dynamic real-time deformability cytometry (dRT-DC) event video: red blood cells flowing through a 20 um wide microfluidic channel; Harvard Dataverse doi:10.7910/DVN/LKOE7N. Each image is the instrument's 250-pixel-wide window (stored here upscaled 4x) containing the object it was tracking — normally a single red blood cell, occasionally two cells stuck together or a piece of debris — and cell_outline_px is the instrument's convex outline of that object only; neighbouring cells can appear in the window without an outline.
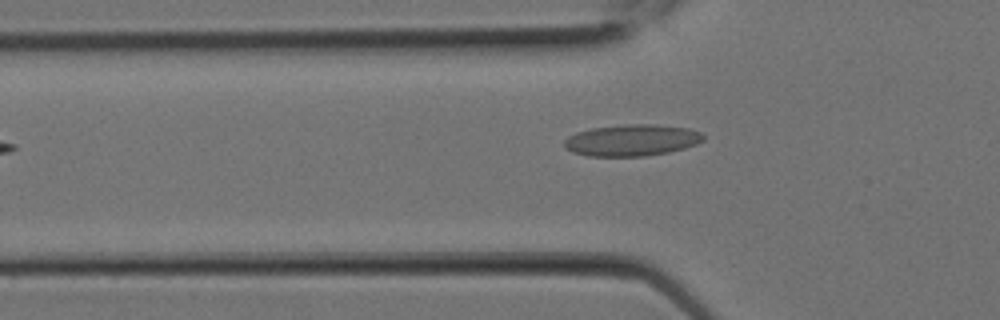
{"species": "Egyptian fruit bat (a non-hibernating species)", "species_latin": "Rousettus aegyptiacus", "temperature_condition": "room temperature", "stored_images_in_passage": 4, "segment_of_instrument_passage": [1, 2], "camera_frame_rate_fps": 3000, "um_per_image_px": 0.085, "animal": {"sex": "female"}, "frame": {"image": 1, "passage_image": 2, "time_ms": 0.333, "image_size_px": [1000, 320], "cell_outline_px": [[704, 140], [696, 144], [684, 148], [668, 152], [644, 156], [588, 156], [572, 152], [564, 148], [564, 140], [568, 136], [576, 132], [592, 128], [624, 124], [656, 124], [688, 128], [700, 132], [704, 136]], "centroid_in_image_um": [53.68, 11.91], "position_along_channel_um": 72.1, "area_um2": 25.66}}